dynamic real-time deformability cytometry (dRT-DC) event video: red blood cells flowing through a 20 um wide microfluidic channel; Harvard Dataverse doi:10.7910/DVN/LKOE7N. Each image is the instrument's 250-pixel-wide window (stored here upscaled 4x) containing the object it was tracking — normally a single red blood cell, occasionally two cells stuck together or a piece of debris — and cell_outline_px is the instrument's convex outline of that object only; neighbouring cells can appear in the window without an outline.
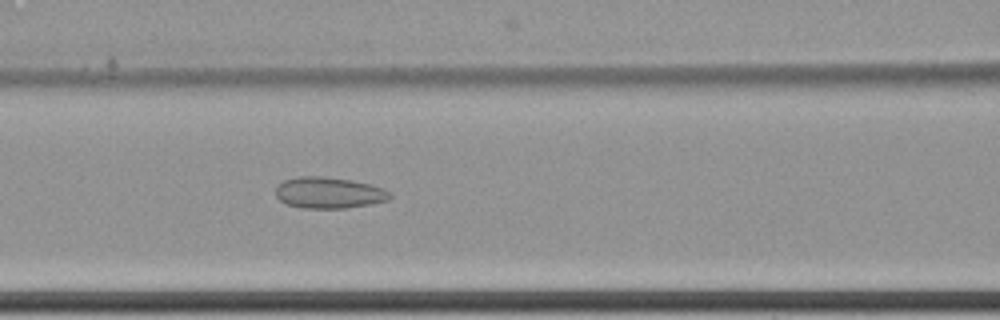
{"species": "common noctule bat (a hibernating species)", "species_latin": "Nyctalus noctula", "temperature_condition": "cold", "stored_images_in_passage": 6, "camera_frame_rate_fps": 3000, "um_per_image_px": 0.085, "animal": {"sex": "female", "body_mass_g": 22.7, "forearm_length_mm": 54.2}, "frame": {"image": 1, "passage_image": 6, "time_ms": 1.667, "image_size_px": [1000, 320], "cell_outline_px": [[392, 196], [388, 200], [372, 204], [344, 208], [304, 208], [288, 204], [280, 200], [276, 196], [276, 184], [284, 180], [296, 176], [324, 176], [352, 180], [372, 184], [384, 188], [392, 192]], "centroid_in_image_um": [27.98, 16.37], "position_along_channel_um": 138.6, "area_um2": 21.1}}